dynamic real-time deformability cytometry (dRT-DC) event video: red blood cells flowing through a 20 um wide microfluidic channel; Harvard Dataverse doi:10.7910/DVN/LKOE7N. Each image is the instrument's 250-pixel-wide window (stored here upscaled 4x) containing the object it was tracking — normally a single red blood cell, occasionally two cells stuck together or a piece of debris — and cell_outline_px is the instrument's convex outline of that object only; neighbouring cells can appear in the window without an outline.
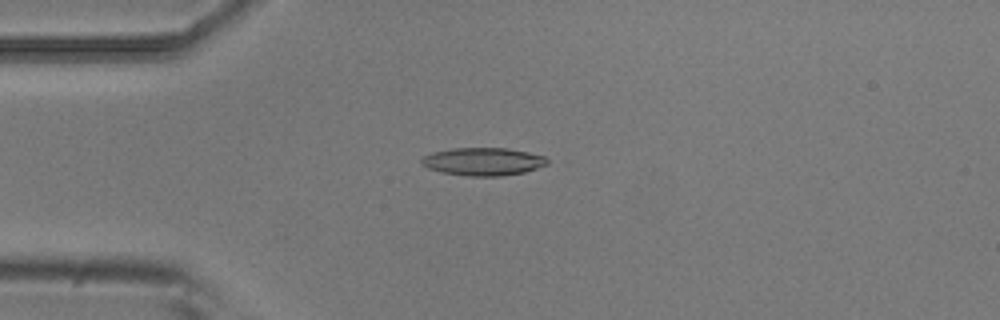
{"species": "common noctule bat (a hibernating species)", "species_latin": "Nyctalus noctula", "temperature_condition": "room temperature", "stored_images_in_passage": 4, "camera_frame_rate_fps": 3000, "um_per_image_px": 0.085, "animal": {"sex": "male", "body_mass_g": 20.5, "forearm_length_mm": 52.5}, "frame": {"image": 1, "passage_image": 3, "time_ms": 0.667, "image_size_px": [1000, 320], "cell_outline_px": [[548, 164], [524, 172], [500, 176], [468, 176], [440, 172], [428, 168], [420, 164], [420, 160], [424, 156], [432, 152], [452, 148], [508, 148], [528, 152], [544, 156], [548, 160]], "centroid_in_image_um": [41.03, 13.73], "position_along_channel_um": 44.0, "area_um2": 20.46}}